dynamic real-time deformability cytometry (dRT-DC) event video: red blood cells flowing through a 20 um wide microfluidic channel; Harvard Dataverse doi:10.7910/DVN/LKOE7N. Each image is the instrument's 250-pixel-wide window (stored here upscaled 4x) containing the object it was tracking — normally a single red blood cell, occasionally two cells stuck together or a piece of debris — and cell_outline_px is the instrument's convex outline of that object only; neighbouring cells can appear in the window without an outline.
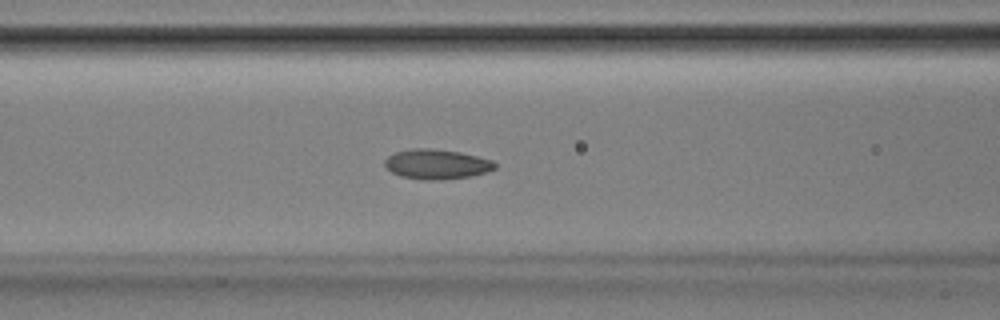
{"species": "Egyptian fruit bat (a non-hibernating species)", "species_latin": "Rousettus aegyptiacus", "temperature_condition": "room temperature", "stored_images_in_passage": 54, "camera_frame_rate_fps": 3000, "um_per_image_px": 0.085, "animal": {"sex": "male"}, "frame": {"image": 1, "passage_image": 22, "time_ms": 7.0, "image_size_px": [1000, 320], "cell_outline_px": [[496, 168], [472, 176], [440, 180], [424, 180], [400, 176], [392, 172], [384, 164], [384, 160], [388, 156], [396, 152], [412, 148], [432, 148], [460, 152], [492, 160], [496, 164]], "centroid_in_image_um": [37.1, 13.95], "position_along_channel_um": 129.5, "area_um2": 19.13}}
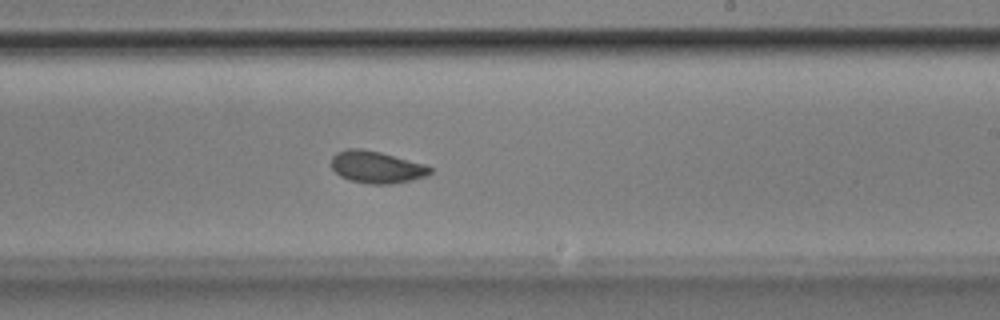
{"frame": {"image": 2, "passage_image": 32, "time_ms": 10.333, "image_size_px": [1000, 320], "cell_outline_px": [[432, 172], [428, 176], [412, 180], [392, 184], [368, 184], [348, 180], [340, 176], [332, 168], [332, 156], [336, 152], [348, 148], [360, 148], [380, 152], [424, 164], [432, 168]], "centroid_in_image_um": [32.0, 14.21], "position_along_channel_um": 257.0, "area_um2": 18.55}}
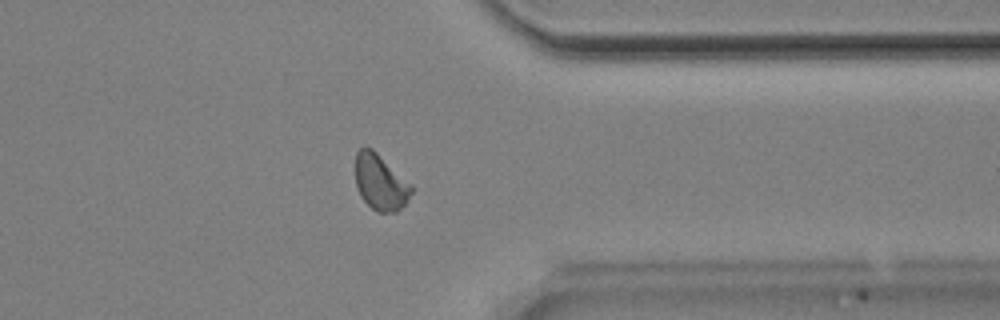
{"frame": {"image": 3, "passage_image": 42, "time_ms": 13.667, "image_size_px": [1000, 320], "cell_outline_px": [[416, 188], [408, 200], [396, 212], [376, 212], [360, 196], [356, 188], [356, 152], [360, 148], [372, 148], [412, 184]], "centroid_in_image_um": [32.36, 15.51], "position_along_channel_um": 379.0, "area_um2": 18.32}, "authors_computed_cell_mechanics": {"area_um2": 18.6405, "velocity_mm_per_s": 3.8412, "shape_relaxation_time_tau1_ms": 3.1641, "shape_relaxation_time_tau2_ms": 2.1197, "deformation_change_tau1": 0.0888, "deformation_change_tau2": 0.0684}}